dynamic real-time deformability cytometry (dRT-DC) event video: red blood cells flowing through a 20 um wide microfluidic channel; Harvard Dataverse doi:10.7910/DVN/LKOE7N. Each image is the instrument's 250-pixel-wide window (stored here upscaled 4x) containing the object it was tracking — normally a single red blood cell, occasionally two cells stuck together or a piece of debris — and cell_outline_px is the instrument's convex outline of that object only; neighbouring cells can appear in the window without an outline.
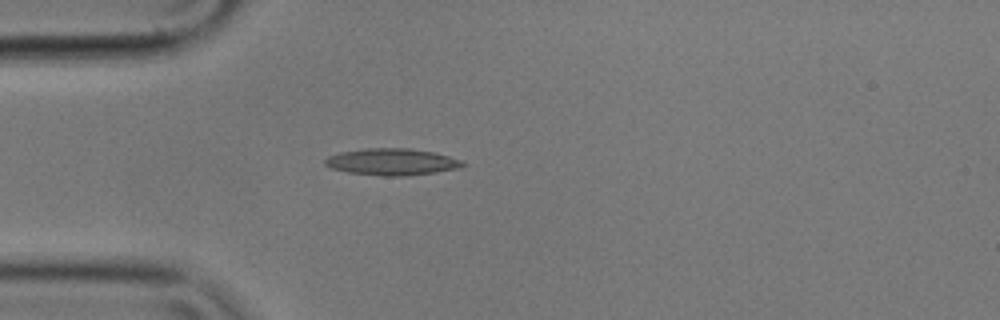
{"species": "common noctule bat (a hibernating species)", "species_latin": "Nyctalus noctula", "temperature_condition": "cold", "stored_images_in_passage": 42, "camera_frame_rate_fps": 3000, "um_per_image_px": 0.085, "animal": {"sex": "male", "body_mass_g": 17.9}, "frame": {"image": 1, "passage_image": 1, "time_ms": 0.0, "image_size_px": [1000, 320], "cell_outline_px": [[464, 164], [460, 168], [436, 172], [404, 176], [384, 176], [348, 172], [332, 168], [324, 164], [324, 160], [328, 156], [340, 152], [364, 148], [408, 148], [432, 152], [464, 160]], "centroid_in_image_um": [33.31, 13.75], "position_along_channel_um": 51.7, "area_um2": 21.39}}
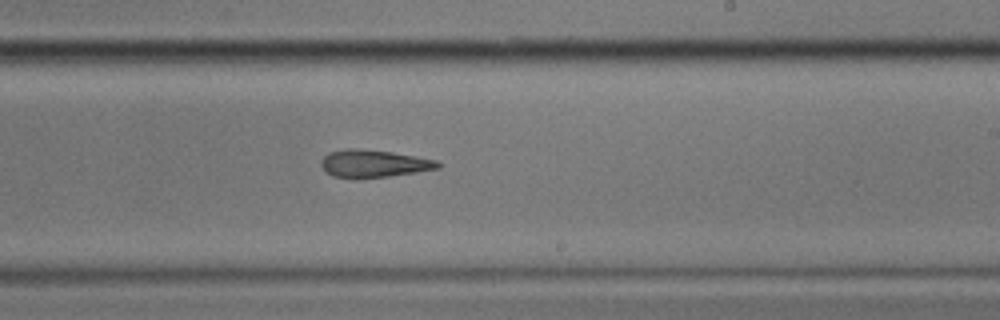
{"frame": {"image": 2, "passage_image": 19, "time_ms": 6.0, "image_size_px": [1000, 320], "cell_outline_px": [[440, 168], [416, 172], [360, 180], [356, 180], [332, 176], [320, 164], [320, 160], [328, 152], [344, 148], [356, 148], [392, 152], [416, 156], [436, 160], [440, 164]], "centroid_in_image_um": [31.72, 13.92], "position_along_channel_um": 257.3, "area_um2": 19.07}}
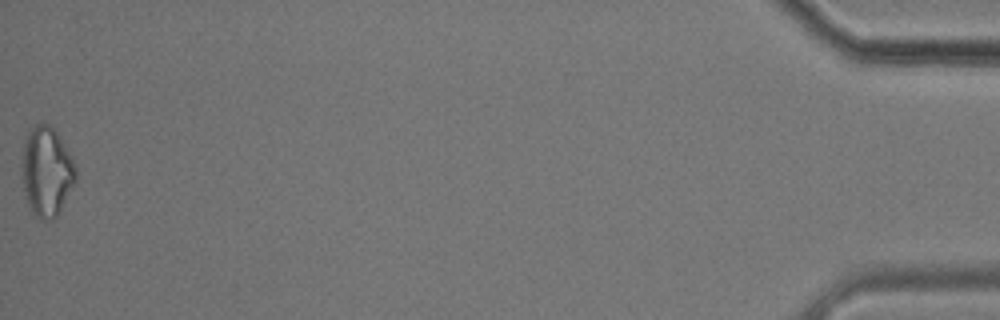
{"frame": {"image": 3, "passage_image": 42, "time_ms": 13.667, "image_size_px": [1000, 320], "cell_outline_px": [[76, 184], [56, 216], [52, 220], [40, 220], [32, 212], [28, 204], [24, 192], [20, 176], [20, 168], [24, 136], [36, 124], [44, 120], [60, 136], [72, 156], [76, 168]], "centroid_in_image_um": [3.94, 14.56], "position_along_channel_um": 431.3, "area_um2": 28.96}, "authors_computed_cell_mechanics": {"area_um2": 19.6809, "velocity_mm_per_s": 3.5427, "shape_relaxation_time_tau1_ms": 4.8827, "shape_relaxation_time_tau2_ms": 5.7889, "deformation_change_tau1": 0.1311, "deformation_change_tau2": 0.1686}}